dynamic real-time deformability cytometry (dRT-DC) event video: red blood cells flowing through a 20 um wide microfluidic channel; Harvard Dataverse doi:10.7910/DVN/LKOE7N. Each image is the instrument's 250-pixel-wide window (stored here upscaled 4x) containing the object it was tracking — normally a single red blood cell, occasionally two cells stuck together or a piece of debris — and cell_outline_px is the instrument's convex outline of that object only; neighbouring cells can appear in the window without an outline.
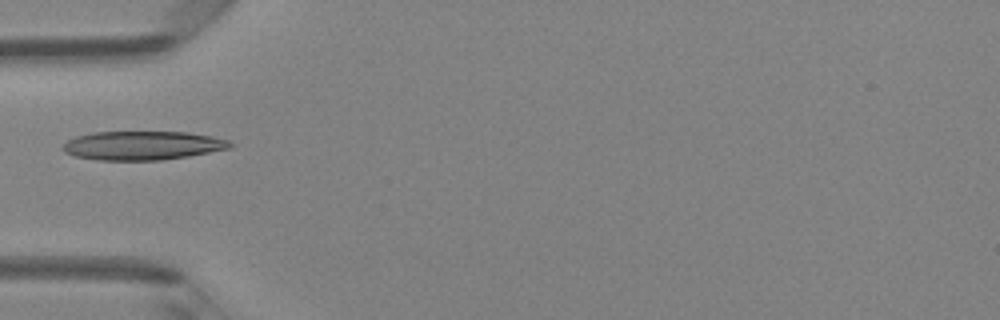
{"species": "Egyptian fruit bat (a non-hibernating species)", "species_latin": "Rousettus aegyptiacus", "temperature_condition": "room temperature", "stored_images_in_passage": 6, "camera_frame_rate_fps": 3000, "um_per_image_px": 0.085, "animal": {"sex": "female"}, "frame": {"image": 1, "passage_image": 5, "time_ms": 1.333, "image_size_px": [1000, 320], "cell_outline_px": [[232, 148], [188, 156], [160, 160], [100, 160], [76, 156], [64, 152], [60, 148], [68, 140], [76, 136], [92, 132], [184, 132], [212, 136], [228, 140], [232, 144]], "centroid_in_image_um": [12.1, 12.36], "position_along_channel_um": 72.9, "area_um2": 28.03}}
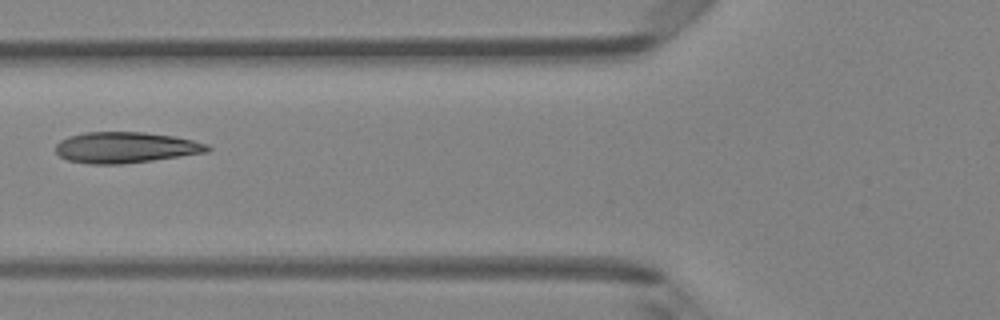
{"frame": {"image": 2, "passage_image": 6, "time_ms": 1.667, "image_size_px": [1000, 320], "cell_outline_px": [[212, 148], [208, 152], [152, 160], [120, 164], [88, 164], [68, 160], [60, 156], [56, 152], [56, 144], [60, 140], [68, 136], [84, 132], [144, 132], [172, 136], [192, 140], [208, 144]], "centroid_in_image_um": [10.66, 12.53], "position_along_channel_um": 115.1, "area_um2": 27.34}}